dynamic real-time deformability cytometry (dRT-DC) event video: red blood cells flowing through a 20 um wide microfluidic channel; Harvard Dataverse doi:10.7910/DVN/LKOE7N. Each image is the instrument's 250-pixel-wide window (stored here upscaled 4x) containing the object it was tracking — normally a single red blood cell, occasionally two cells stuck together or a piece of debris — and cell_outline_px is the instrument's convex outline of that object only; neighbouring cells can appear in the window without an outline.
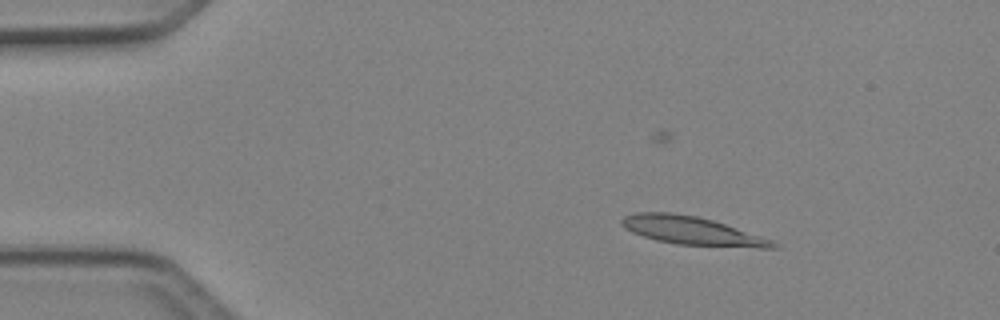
{"species": "Egyptian fruit bat (a non-hibernating species)", "species_latin": "Rousettus aegyptiacus", "temperature_condition": "cold", "stored_images_in_passage": 49, "camera_frame_rate_fps": 3000, "um_per_image_px": 0.085, "animal": {"sex": "female"}, "frame": {"image": 1, "passage_image": 7, "time_ms": 2.0, "image_size_px": [1000, 320], "cell_outline_px": [[780, 248], [760, 248], [676, 244], [656, 240], [632, 232], [624, 228], [620, 224], [620, 220], [624, 216], [636, 212], [668, 212], [696, 216], [712, 220], [772, 240], [780, 244]], "centroid_in_image_um": [58.8, 19.62], "position_along_channel_um": 26.2, "area_um2": 24.8}}
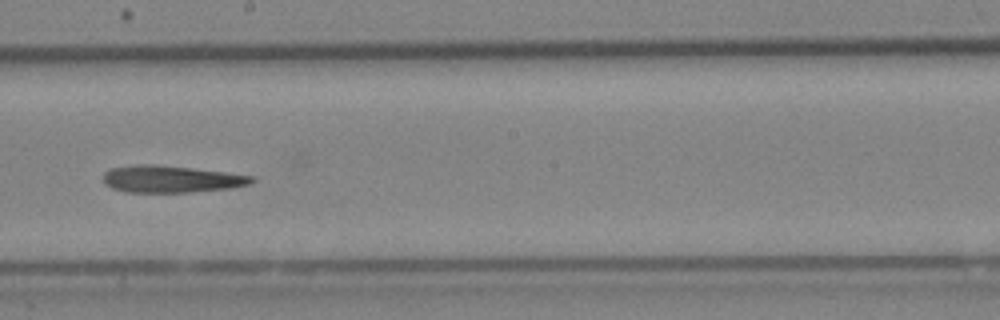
{"frame": {"image": 2, "passage_image": 27, "time_ms": 8.667, "image_size_px": [1000, 320], "cell_outline_px": [[256, 180], [248, 184], [232, 188], [192, 192], [128, 192], [112, 188], [104, 184], [104, 172], [112, 168], [136, 164], [152, 164], [224, 172], [256, 176]], "centroid_in_image_um": [14.56, 15.22], "position_along_channel_um": 233.6, "area_um2": 23.24}}
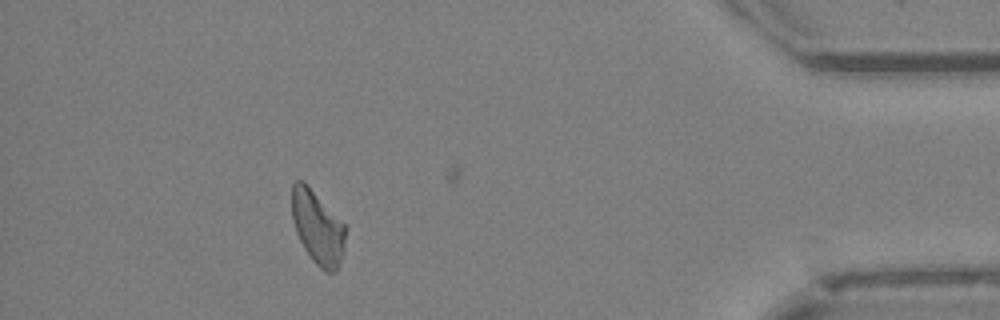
{"frame": {"image": 3, "passage_image": 43, "time_ms": 14.0, "image_size_px": [1000, 320], "cell_outline_px": [[344, 252], [336, 272], [324, 272], [312, 260], [304, 248], [296, 232], [292, 216], [292, 184], [296, 180], [304, 180], [344, 224]], "centroid_in_image_um": [26.98, 19.34], "position_along_channel_um": 408.2, "area_um2": 22.77}}